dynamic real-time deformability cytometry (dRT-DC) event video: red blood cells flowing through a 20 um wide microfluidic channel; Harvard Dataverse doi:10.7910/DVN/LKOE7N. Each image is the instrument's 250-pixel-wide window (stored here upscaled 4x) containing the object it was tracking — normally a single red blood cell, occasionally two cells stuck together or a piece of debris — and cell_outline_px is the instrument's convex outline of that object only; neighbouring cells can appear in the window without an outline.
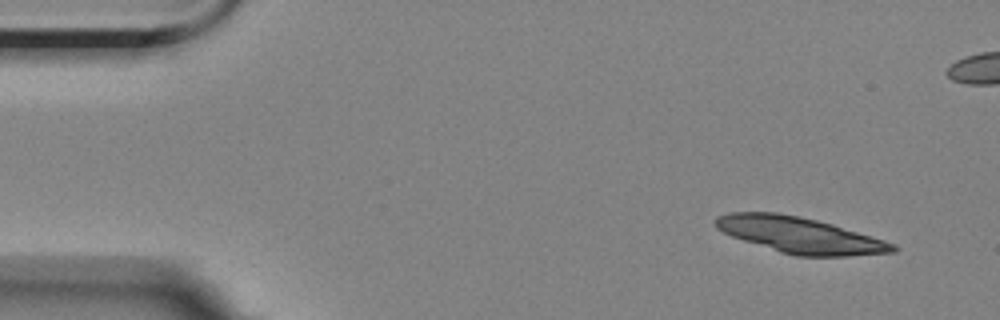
{"species": "Egyptian fruit bat (a non-hibernating species)", "species_latin": "Rousettus aegyptiacus", "temperature_condition": "room temperature", "stored_images_in_passage": 5, "camera_frame_rate_fps": 3000, "um_per_image_px": 0.085, "animal": {"sex": "female"}, "frame": {"image": 1, "passage_image": 1, "time_ms": 0.0, "image_size_px": [1000, 320], "cell_outline_px": [[900, 248], [896, 252], [848, 256], [796, 256], [780, 252], [732, 236], [716, 228], [712, 220], [716, 216], [728, 212], [776, 212], [800, 216], [832, 224], [884, 240], [896, 244]], "centroid_in_image_um": [67.98, 19.98], "position_along_channel_um": 17.0, "area_um2": 37.17}}